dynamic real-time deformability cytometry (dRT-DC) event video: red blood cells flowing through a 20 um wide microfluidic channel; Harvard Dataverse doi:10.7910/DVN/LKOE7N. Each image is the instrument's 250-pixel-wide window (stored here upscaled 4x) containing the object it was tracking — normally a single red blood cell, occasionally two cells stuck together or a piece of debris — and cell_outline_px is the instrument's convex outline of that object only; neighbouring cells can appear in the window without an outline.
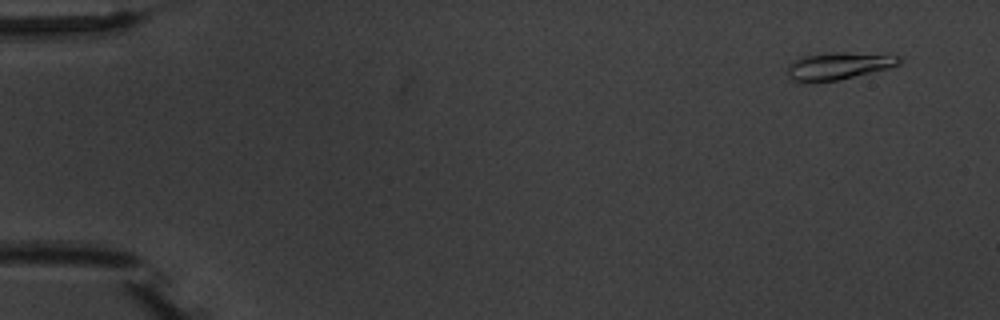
{"species": "common noctule bat (a hibernating species)", "species_latin": "Nyctalus noctula", "temperature_condition": "warm", "stored_images_in_passage": 5, "camera_frame_rate_fps": 3000, "um_per_image_px": 0.085, "animal": {"sex": "male", "body_mass_g": 20.1, "forearm_length_mm": 53.5}, "frame": {"image": 1, "passage_image": 1, "time_ms": 0.0, "image_size_px": [1000, 320], "cell_outline_px": [[904, 56], [900, 64], [888, 68], [836, 80], [804, 84], [792, 80], [788, 76], [788, 64], [800, 56], [836, 52], [848, 52]], "centroid_in_image_um": [71.23, 5.61], "position_along_channel_um": 13.8, "area_um2": 17.98}}